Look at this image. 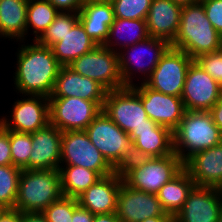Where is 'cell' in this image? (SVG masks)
<instances>
[{
    "mask_svg": "<svg viewBox=\"0 0 222 222\" xmlns=\"http://www.w3.org/2000/svg\"><path fill=\"white\" fill-rule=\"evenodd\" d=\"M211 25L222 36V0H200Z\"/></svg>",
    "mask_w": 222,
    "mask_h": 222,
    "instance_id": "obj_38",
    "label": "cell"
},
{
    "mask_svg": "<svg viewBox=\"0 0 222 222\" xmlns=\"http://www.w3.org/2000/svg\"><path fill=\"white\" fill-rule=\"evenodd\" d=\"M116 213L120 222H142L155 216H172L164 211L157 194L133 189L124 182L119 189Z\"/></svg>",
    "mask_w": 222,
    "mask_h": 222,
    "instance_id": "obj_16",
    "label": "cell"
},
{
    "mask_svg": "<svg viewBox=\"0 0 222 222\" xmlns=\"http://www.w3.org/2000/svg\"><path fill=\"white\" fill-rule=\"evenodd\" d=\"M62 131L52 124L31 133L29 169H60Z\"/></svg>",
    "mask_w": 222,
    "mask_h": 222,
    "instance_id": "obj_19",
    "label": "cell"
},
{
    "mask_svg": "<svg viewBox=\"0 0 222 222\" xmlns=\"http://www.w3.org/2000/svg\"><path fill=\"white\" fill-rule=\"evenodd\" d=\"M209 113L212 116L213 122L218 126L222 133V95L214 104V106L209 110Z\"/></svg>",
    "mask_w": 222,
    "mask_h": 222,
    "instance_id": "obj_42",
    "label": "cell"
},
{
    "mask_svg": "<svg viewBox=\"0 0 222 222\" xmlns=\"http://www.w3.org/2000/svg\"><path fill=\"white\" fill-rule=\"evenodd\" d=\"M222 95V87L195 60L187 70L181 99L186 111H209Z\"/></svg>",
    "mask_w": 222,
    "mask_h": 222,
    "instance_id": "obj_13",
    "label": "cell"
},
{
    "mask_svg": "<svg viewBox=\"0 0 222 222\" xmlns=\"http://www.w3.org/2000/svg\"><path fill=\"white\" fill-rule=\"evenodd\" d=\"M140 93V99L147 117L158 125L174 132L180 125L186 109L181 97L157 92L144 83L133 85Z\"/></svg>",
    "mask_w": 222,
    "mask_h": 222,
    "instance_id": "obj_15",
    "label": "cell"
},
{
    "mask_svg": "<svg viewBox=\"0 0 222 222\" xmlns=\"http://www.w3.org/2000/svg\"><path fill=\"white\" fill-rule=\"evenodd\" d=\"M60 12H79L85 0H48Z\"/></svg>",
    "mask_w": 222,
    "mask_h": 222,
    "instance_id": "obj_40",
    "label": "cell"
},
{
    "mask_svg": "<svg viewBox=\"0 0 222 222\" xmlns=\"http://www.w3.org/2000/svg\"><path fill=\"white\" fill-rule=\"evenodd\" d=\"M12 103L8 116L0 118V124L8 130L34 133L50 123L49 98L39 95H19ZM8 117V118H7Z\"/></svg>",
    "mask_w": 222,
    "mask_h": 222,
    "instance_id": "obj_10",
    "label": "cell"
},
{
    "mask_svg": "<svg viewBox=\"0 0 222 222\" xmlns=\"http://www.w3.org/2000/svg\"><path fill=\"white\" fill-rule=\"evenodd\" d=\"M102 111L127 134L141 126H161L147 117L134 86L107 91Z\"/></svg>",
    "mask_w": 222,
    "mask_h": 222,
    "instance_id": "obj_6",
    "label": "cell"
},
{
    "mask_svg": "<svg viewBox=\"0 0 222 222\" xmlns=\"http://www.w3.org/2000/svg\"><path fill=\"white\" fill-rule=\"evenodd\" d=\"M78 15L88 36L97 45H104L115 19L112 3L85 0Z\"/></svg>",
    "mask_w": 222,
    "mask_h": 222,
    "instance_id": "obj_23",
    "label": "cell"
},
{
    "mask_svg": "<svg viewBox=\"0 0 222 222\" xmlns=\"http://www.w3.org/2000/svg\"><path fill=\"white\" fill-rule=\"evenodd\" d=\"M222 209V189L194 186L175 222H217Z\"/></svg>",
    "mask_w": 222,
    "mask_h": 222,
    "instance_id": "obj_17",
    "label": "cell"
},
{
    "mask_svg": "<svg viewBox=\"0 0 222 222\" xmlns=\"http://www.w3.org/2000/svg\"><path fill=\"white\" fill-rule=\"evenodd\" d=\"M132 143L150 157L174 153L173 132L164 126H141L129 134Z\"/></svg>",
    "mask_w": 222,
    "mask_h": 222,
    "instance_id": "obj_24",
    "label": "cell"
},
{
    "mask_svg": "<svg viewBox=\"0 0 222 222\" xmlns=\"http://www.w3.org/2000/svg\"><path fill=\"white\" fill-rule=\"evenodd\" d=\"M170 45L192 59L222 49V36L211 25L201 1L182 6L179 29Z\"/></svg>",
    "mask_w": 222,
    "mask_h": 222,
    "instance_id": "obj_2",
    "label": "cell"
},
{
    "mask_svg": "<svg viewBox=\"0 0 222 222\" xmlns=\"http://www.w3.org/2000/svg\"><path fill=\"white\" fill-rule=\"evenodd\" d=\"M68 67L75 73L98 82L107 91L126 87L120 72L118 52L104 45H97L90 52L74 60Z\"/></svg>",
    "mask_w": 222,
    "mask_h": 222,
    "instance_id": "obj_7",
    "label": "cell"
},
{
    "mask_svg": "<svg viewBox=\"0 0 222 222\" xmlns=\"http://www.w3.org/2000/svg\"><path fill=\"white\" fill-rule=\"evenodd\" d=\"M142 222H175L174 216H155Z\"/></svg>",
    "mask_w": 222,
    "mask_h": 222,
    "instance_id": "obj_46",
    "label": "cell"
},
{
    "mask_svg": "<svg viewBox=\"0 0 222 222\" xmlns=\"http://www.w3.org/2000/svg\"><path fill=\"white\" fill-rule=\"evenodd\" d=\"M90 141L106 160L114 166L123 152L132 144L129 134L124 132L103 111L85 129Z\"/></svg>",
    "mask_w": 222,
    "mask_h": 222,
    "instance_id": "obj_14",
    "label": "cell"
},
{
    "mask_svg": "<svg viewBox=\"0 0 222 222\" xmlns=\"http://www.w3.org/2000/svg\"><path fill=\"white\" fill-rule=\"evenodd\" d=\"M183 168L184 162L175 152L164 157H151L142 167L130 171L123 182L133 189L157 194Z\"/></svg>",
    "mask_w": 222,
    "mask_h": 222,
    "instance_id": "obj_11",
    "label": "cell"
},
{
    "mask_svg": "<svg viewBox=\"0 0 222 222\" xmlns=\"http://www.w3.org/2000/svg\"><path fill=\"white\" fill-rule=\"evenodd\" d=\"M170 46L165 39L148 37L144 41L121 49L118 56L124 85L144 83Z\"/></svg>",
    "mask_w": 222,
    "mask_h": 222,
    "instance_id": "obj_5",
    "label": "cell"
},
{
    "mask_svg": "<svg viewBox=\"0 0 222 222\" xmlns=\"http://www.w3.org/2000/svg\"><path fill=\"white\" fill-rule=\"evenodd\" d=\"M182 6L172 0H152L147 18L149 37H157L171 43L177 35Z\"/></svg>",
    "mask_w": 222,
    "mask_h": 222,
    "instance_id": "obj_22",
    "label": "cell"
},
{
    "mask_svg": "<svg viewBox=\"0 0 222 222\" xmlns=\"http://www.w3.org/2000/svg\"><path fill=\"white\" fill-rule=\"evenodd\" d=\"M217 222H222V209L219 213L218 221Z\"/></svg>",
    "mask_w": 222,
    "mask_h": 222,
    "instance_id": "obj_49",
    "label": "cell"
},
{
    "mask_svg": "<svg viewBox=\"0 0 222 222\" xmlns=\"http://www.w3.org/2000/svg\"><path fill=\"white\" fill-rule=\"evenodd\" d=\"M174 152L185 162L196 152L222 142V133L209 111H186L173 132Z\"/></svg>",
    "mask_w": 222,
    "mask_h": 222,
    "instance_id": "obj_4",
    "label": "cell"
},
{
    "mask_svg": "<svg viewBox=\"0 0 222 222\" xmlns=\"http://www.w3.org/2000/svg\"><path fill=\"white\" fill-rule=\"evenodd\" d=\"M152 0H115L112 2L115 18L146 20Z\"/></svg>",
    "mask_w": 222,
    "mask_h": 222,
    "instance_id": "obj_35",
    "label": "cell"
},
{
    "mask_svg": "<svg viewBox=\"0 0 222 222\" xmlns=\"http://www.w3.org/2000/svg\"><path fill=\"white\" fill-rule=\"evenodd\" d=\"M93 220L94 214L88 209L80 206L79 204L75 207L71 222H93Z\"/></svg>",
    "mask_w": 222,
    "mask_h": 222,
    "instance_id": "obj_41",
    "label": "cell"
},
{
    "mask_svg": "<svg viewBox=\"0 0 222 222\" xmlns=\"http://www.w3.org/2000/svg\"><path fill=\"white\" fill-rule=\"evenodd\" d=\"M62 196L58 169H22L14 209L20 213L42 212Z\"/></svg>",
    "mask_w": 222,
    "mask_h": 222,
    "instance_id": "obj_3",
    "label": "cell"
},
{
    "mask_svg": "<svg viewBox=\"0 0 222 222\" xmlns=\"http://www.w3.org/2000/svg\"><path fill=\"white\" fill-rule=\"evenodd\" d=\"M32 42L29 44L28 40L27 43L25 40L18 43L16 63L13 66L15 72L12 75V91L17 92V95H39L49 98L62 65L57 61L51 47L36 40Z\"/></svg>",
    "mask_w": 222,
    "mask_h": 222,
    "instance_id": "obj_1",
    "label": "cell"
},
{
    "mask_svg": "<svg viewBox=\"0 0 222 222\" xmlns=\"http://www.w3.org/2000/svg\"><path fill=\"white\" fill-rule=\"evenodd\" d=\"M93 222H120V219L117 216V213H107L94 215Z\"/></svg>",
    "mask_w": 222,
    "mask_h": 222,
    "instance_id": "obj_45",
    "label": "cell"
},
{
    "mask_svg": "<svg viewBox=\"0 0 222 222\" xmlns=\"http://www.w3.org/2000/svg\"><path fill=\"white\" fill-rule=\"evenodd\" d=\"M91 1L112 3L115 0H91Z\"/></svg>",
    "mask_w": 222,
    "mask_h": 222,
    "instance_id": "obj_48",
    "label": "cell"
},
{
    "mask_svg": "<svg viewBox=\"0 0 222 222\" xmlns=\"http://www.w3.org/2000/svg\"><path fill=\"white\" fill-rule=\"evenodd\" d=\"M60 165L81 166L100 177L113 173V166L90 141L85 130L62 133Z\"/></svg>",
    "mask_w": 222,
    "mask_h": 222,
    "instance_id": "obj_8",
    "label": "cell"
},
{
    "mask_svg": "<svg viewBox=\"0 0 222 222\" xmlns=\"http://www.w3.org/2000/svg\"><path fill=\"white\" fill-rule=\"evenodd\" d=\"M123 179L114 173L100 177L77 197L78 204L94 215L117 212L118 193Z\"/></svg>",
    "mask_w": 222,
    "mask_h": 222,
    "instance_id": "obj_21",
    "label": "cell"
},
{
    "mask_svg": "<svg viewBox=\"0 0 222 222\" xmlns=\"http://www.w3.org/2000/svg\"><path fill=\"white\" fill-rule=\"evenodd\" d=\"M0 222H20V212L16 209H5L0 215Z\"/></svg>",
    "mask_w": 222,
    "mask_h": 222,
    "instance_id": "obj_43",
    "label": "cell"
},
{
    "mask_svg": "<svg viewBox=\"0 0 222 222\" xmlns=\"http://www.w3.org/2000/svg\"><path fill=\"white\" fill-rule=\"evenodd\" d=\"M149 37L146 20L115 18L109 29L105 47L115 52Z\"/></svg>",
    "mask_w": 222,
    "mask_h": 222,
    "instance_id": "obj_27",
    "label": "cell"
},
{
    "mask_svg": "<svg viewBox=\"0 0 222 222\" xmlns=\"http://www.w3.org/2000/svg\"><path fill=\"white\" fill-rule=\"evenodd\" d=\"M12 164L21 169H29V156L32 151V136L9 130Z\"/></svg>",
    "mask_w": 222,
    "mask_h": 222,
    "instance_id": "obj_33",
    "label": "cell"
},
{
    "mask_svg": "<svg viewBox=\"0 0 222 222\" xmlns=\"http://www.w3.org/2000/svg\"><path fill=\"white\" fill-rule=\"evenodd\" d=\"M194 60L222 87V49L199 55Z\"/></svg>",
    "mask_w": 222,
    "mask_h": 222,
    "instance_id": "obj_37",
    "label": "cell"
},
{
    "mask_svg": "<svg viewBox=\"0 0 222 222\" xmlns=\"http://www.w3.org/2000/svg\"><path fill=\"white\" fill-rule=\"evenodd\" d=\"M106 94L107 90L98 82L62 66L49 98L79 97L94 101L102 108Z\"/></svg>",
    "mask_w": 222,
    "mask_h": 222,
    "instance_id": "obj_18",
    "label": "cell"
},
{
    "mask_svg": "<svg viewBox=\"0 0 222 222\" xmlns=\"http://www.w3.org/2000/svg\"><path fill=\"white\" fill-rule=\"evenodd\" d=\"M77 205V198L62 196L59 200L52 202L42 211V214L47 222H71L73 211Z\"/></svg>",
    "mask_w": 222,
    "mask_h": 222,
    "instance_id": "obj_36",
    "label": "cell"
},
{
    "mask_svg": "<svg viewBox=\"0 0 222 222\" xmlns=\"http://www.w3.org/2000/svg\"><path fill=\"white\" fill-rule=\"evenodd\" d=\"M5 210V208H3L1 205H0V215L1 213Z\"/></svg>",
    "mask_w": 222,
    "mask_h": 222,
    "instance_id": "obj_50",
    "label": "cell"
},
{
    "mask_svg": "<svg viewBox=\"0 0 222 222\" xmlns=\"http://www.w3.org/2000/svg\"><path fill=\"white\" fill-rule=\"evenodd\" d=\"M195 186L222 189V142L196 152L184 162Z\"/></svg>",
    "mask_w": 222,
    "mask_h": 222,
    "instance_id": "obj_20",
    "label": "cell"
},
{
    "mask_svg": "<svg viewBox=\"0 0 222 222\" xmlns=\"http://www.w3.org/2000/svg\"><path fill=\"white\" fill-rule=\"evenodd\" d=\"M59 12L60 11L48 0H28L26 14V40L27 37L32 34L34 37L30 41L37 40L54 21Z\"/></svg>",
    "mask_w": 222,
    "mask_h": 222,
    "instance_id": "obj_30",
    "label": "cell"
},
{
    "mask_svg": "<svg viewBox=\"0 0 222 222\" xmlns=\"http://www.w3.org/2000/svg\"><path fill=\"white\" fill-rule=\"evenodd\" d=\"M193 61L184 51L170 46L144 84L157 92L181 97L187 70Z\"/></svg>",
    "mask_w": 222,
    "mask_h": 222,
    "instance_id": "obj_9",
    "label": "cell"
},
{
    "mask_svg": "<svg viewBox=\"0 0 222 222\" xmlns=\"http://www.w3.org/2000/svg\"><path fill=\"white\" fill-rule=\"evenodd\" d=\"M194 186L195 183L189 173L183 168L175 177L165 183L157 193L164 211L175 216L183 207Z\"/></svg>",
    "mask_w": 222,
    "mask_h": 222,
    "instance_id": "obj_28",
    "label": "cell"
},
{
    "mask_svg": "<svg viewBox=\"0 0 222 222\" xmlns=\"http://www.w3.org/2000/svg\"><path fill=\"white\" fill-rule=\"evenodd\" d=\"M79 21L78 12H59L54 21L36 40L38 43L51 47L61 41L62 37Z\"/></svg>",
    "mask_w": 222,
    "mask_h": 222,
    "instance_id": "obj_32",
    "label": "cell"
},
{
    "mask_svg": "<svg viewBox=\"0 0 222 222\" xmlns=\"http://www.w3.org/2000/svg\"><path fill=\"white\" fill-rule=\"evenodd\" d=\"M20 222H47L42 212L20 213Z\"/></svg>",
    "mask_w": 222,
    "mask_h": 222,
    "instance_id": "obj_44",
    "label": "cell"
},
{
    "mask_svg": "<svg viewBox=\"0 0 222 222\" xmlns=\"http://www.w3.org/2000/svg\"><path fill=\"white\" fill-rule=\"evenodd\" d=\"M102 108L79 97L49 98L50 124L62 132L85 130Z\"/></svg>",
    "mask_w": 222,
    "mask_h": 222,
    "instance_id": "obj_12",
    "label": "cell"
},
{
    "mask_svg": "<svg viewBox=\"0 0 222 222\" xmlns=\"http://www.w3.org/2000/svg\"><path fill=\"white\" fill-rule=\"evenodd\" d=\"M97 43L88 36L81 22L78 21L61 41L51 46L54 56L62 66H68L80 56L90 52Z\"/></svg>",
    "mask_w": 222,
    "mask_h": 222,
    "instance_id": "obj_25",
    "label": "cell"
},
{
    "mask_svg": "<svg viewBox=\"0 0 222 222\" xmlns=\"http://www.w3.org/2000/svg\"><path fill=\"white\" fill-rule=\"evenodd\" d=\"M27 5L28 0H0V38L26 40Z\"/></svg>",
    "mask_w": 222,
    "mask_h": 222,
    "instance_id": "obj_26",
    "label": "cell"
},
{
    "mask_svg": "<svg viewBox=\"0 0 222 222\" xmlns=\"http://www.w3.org/2000/svg\"><path fill=\"white\" fill-rule=\"evenodd\" d=\"M174 3H177L181 6H185V5H189V4H193L196 3L200 0H172Z\"/></svg>",
    "mask_w": 222,
    "mask_h": 222,
    "instance_id": "obj_47",
    "label": "cell"
},
{
    "mask_svg": "<svg viewBox=\"0 0 222 222\" xmlns=\"http://www.w3.org/2000/svg\"><path fill=\"white\" fill-rule=\"evenodd\" d=\"M0 165H13L9 130L0 124Z\"/></svg>",
    "mask_w": 222,
    "mask_h": 222,
    "instance_id": "obj_39",
    "label": "cell"
},
{
    "mask_svg": "<svg viewBox=\"0 0 222 222\" xmlns=\"http://www.w3.org/2000/svg\"><path fill=\"white\" fill-rule=\"evenodd\" d=\"M22 169L14 165H0V205L14 209Z\"/></svg>",
    "mask_w": 222,
    "mask_h": 222,
    "instance_id": "obj_31",
    "label": "cell"
},
{
    "mask_svg": "<svg viewBox=\"0 0 222 222\" xmlns=\"http://www.w3.org/2000/svg\"><path fill=\"white\" fill-rule=\"evenodd\" d=\"M59 171L65 197L77 198L100 178L95 171L81 166L60 165Z\"/></svg>",
    "mask_w": 222,
    "mask_h": 222,
    "instance_id": "obj_29",
    "label": "cell"
},
{
    "mask_svg": "<svg viewBox=\"0 0 222 222\" xmlns=\"http://www.w3.org/2000/svg\"><path fill=\"white\" fill-rule=\"evenodd\" d=\"M150 158L147 153H144L132 143L113 166V173L123 179L130 171L146 164Z\"/></svg>",
    "mask_w": 222,
    "mask_h": 222,
    "instance_id": "obj_34",
    "label": "cell"
}]
</instances>
